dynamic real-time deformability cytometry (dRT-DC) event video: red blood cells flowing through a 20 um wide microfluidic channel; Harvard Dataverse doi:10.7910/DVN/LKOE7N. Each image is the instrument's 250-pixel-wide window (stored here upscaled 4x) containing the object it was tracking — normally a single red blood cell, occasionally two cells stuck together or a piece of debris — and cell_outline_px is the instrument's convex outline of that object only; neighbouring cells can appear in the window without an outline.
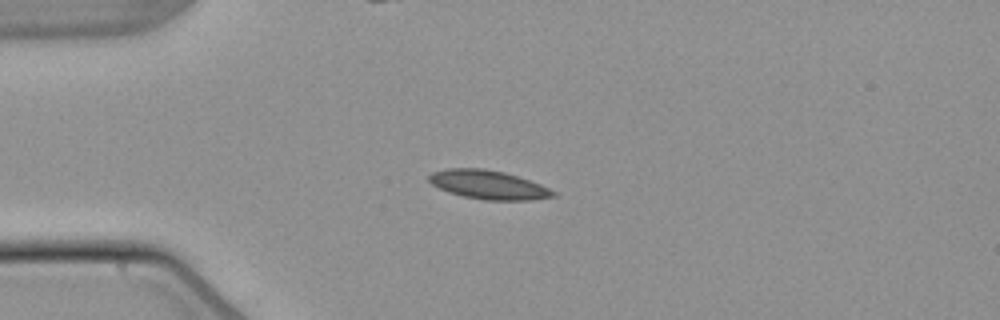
{"species": "common noctule bat (a hibernating species)", "species_latin": "Nyctalus noctula", "temperature_condition": "warm", "stored_images_in_passage": 41, "camera_frame_rate_fps": 3000, "um_per_image_px": 0.085, "animal": {"sex": "male", "body_mass_g": 21.5, "forearm_length_mm": 52.0}, "frame": {"image": 1, "passage_image": 1, "time_ms": 0.0, "image_size_px": [1000, 320], "cell_outline_px": [[556, 196], [532, 200], [484, 200], [464, 196], [448, 192], [432, 184], [428, 180], [428, 176], [432, 172], [444, 168], [484, 168], [504, 172], [540, 184], [556, 192]], "centroid_in_image_um": [41.49, 15.7], "position_along_channel_um": 43.5, "area_um2": 20.81}}
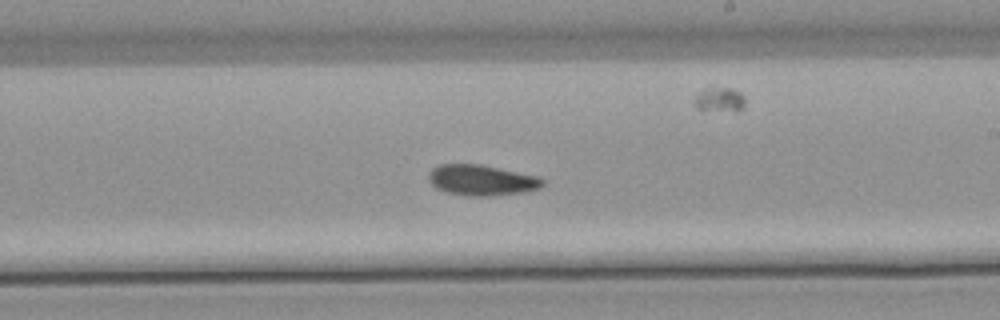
{"frame": {"image": 2, "passage_image": 19, "time_ms": 6.0, "image_size_px": [1000, 320], "cell_outline_px": [[544, 184], [540, 188], [520, 192], [488, 196], [468, 196], [444, 192], [436, 188], [428, 180], [428, 176], [432, 168], [440, 164], [480, 164], [540, 176], [544, 180]], "centroid_in_image_um": [40.93, 15.31], "position_along_channel_um": 248.1, "area_um2": 20.46}}
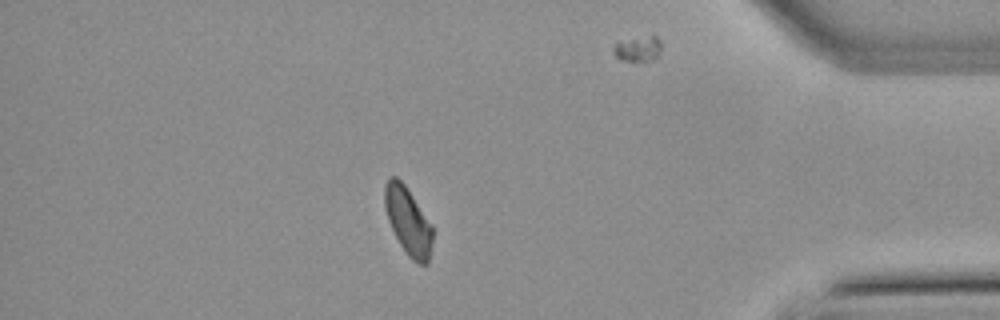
{"frame": {"image": 3, "passage_image": 34, "time_ms": 11.0, "image_size_px": [1000, 320], "cell_outline_px": [[432, 240], [428, 264], [420, 264], [412, 260], [408, 256], [400, 244], [388, 220], [384, 204], [384, 184], [392, 176], [396, 176], [404, 184], [432, 224]], "centroid_in_image_um": [34.68, 18.79], "position_along_channel_um": 400.5, "area_um2": 18.67}}